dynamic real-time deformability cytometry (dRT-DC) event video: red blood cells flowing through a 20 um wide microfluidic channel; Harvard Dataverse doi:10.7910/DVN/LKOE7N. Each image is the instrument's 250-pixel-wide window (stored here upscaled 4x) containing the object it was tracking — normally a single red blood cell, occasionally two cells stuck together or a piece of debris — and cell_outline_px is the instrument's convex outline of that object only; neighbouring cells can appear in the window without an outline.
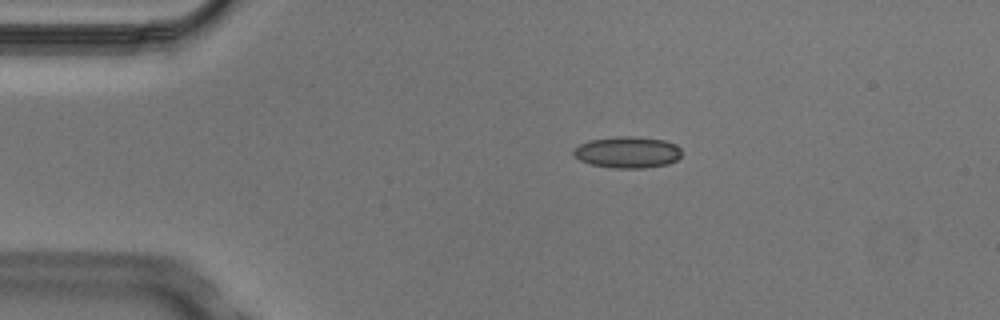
{"species": "Egyptian fruit bat (a non-hibernating species)", "species_latin": "Rousettus aegyptiacus", "temperature_condition": "cold", "stored_images_in_passage": 4, "camera_frame_rate_fps": 3000, "um_per_image_px": 0.085, "animal": {"sex": "male"}, "frame": {"image": 1, "passage_image": 3, "time_ms": 0.667, "image_size_px": [1000, 320], "cell_outline_px": [[680, 156], [676, 160], [668, 164], [644, 168], [612, 168], [592, 164], [580, 160], [572, 156], [572, 152], [580, 144], [588, 140], [616, 136], [636, 136], [664, 140], [676, 144], [680, 148]], "centroid_in_image_um": [53.32, 12.93], "position_along_channel_um": 31.7, "area_um2": 19.94}}